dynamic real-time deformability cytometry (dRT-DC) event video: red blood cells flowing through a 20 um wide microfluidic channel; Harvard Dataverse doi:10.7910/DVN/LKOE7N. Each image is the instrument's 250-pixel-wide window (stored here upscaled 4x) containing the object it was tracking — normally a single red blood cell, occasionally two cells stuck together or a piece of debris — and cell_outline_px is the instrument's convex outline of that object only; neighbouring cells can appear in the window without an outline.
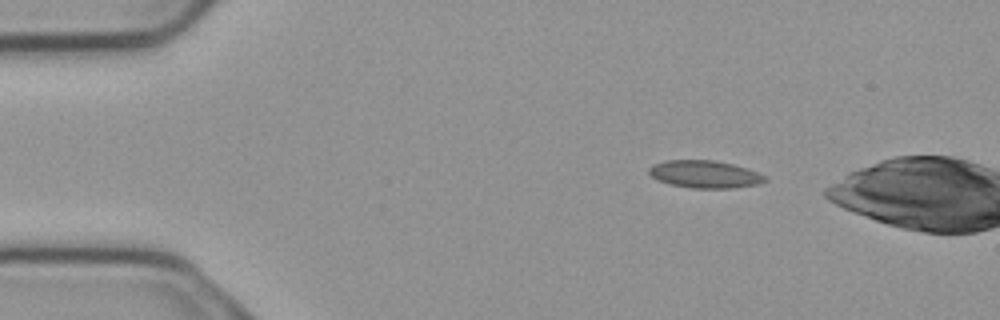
{"species": "common noctule bat (a hibernating species)", "species_latin": "Nyctalus noctula", "temperature_condition": "cold", "stored_images_in_passage": 3, "camera_frame_rate_fps": 3000, "um_per_image_px": 0.085, "animal": {"sex": "male", "body_mass_g": 23.1, "forearm_length_mm": 52.7}, "frame": {"image": 1, "passage_image": 1, "time_ms": 0.0, "image_size_px": [1000, 320], "cell_outline_px": [[768, 180], [756, 184], [732, 188], [692, 188], [672, 184], [656, 180], [648, 172], [648, 168], [652, 164], [664, 160], [716, 160], [748, 168], [768, 176]], "centroid_in_image_um": [59.91, 14.8], "position_along_channel_um": 25.1, "area_um2": 18.73}}